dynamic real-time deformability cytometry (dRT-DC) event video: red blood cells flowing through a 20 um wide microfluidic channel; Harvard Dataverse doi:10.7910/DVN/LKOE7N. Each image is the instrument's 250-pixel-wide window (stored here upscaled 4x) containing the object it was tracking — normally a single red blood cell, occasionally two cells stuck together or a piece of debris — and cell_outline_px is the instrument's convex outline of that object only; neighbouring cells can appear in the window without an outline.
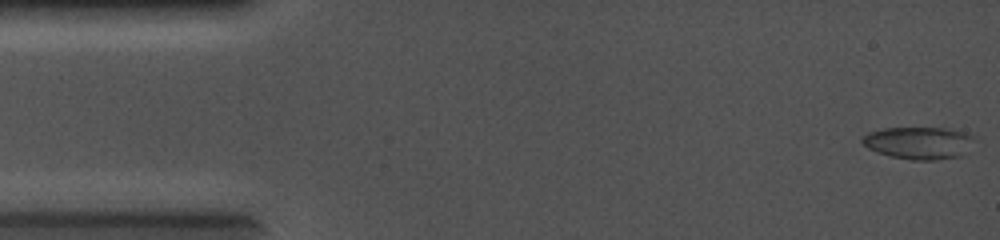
{"species": "common noctule bat (a hibernating species)", "species_latin": "Nyctalus noctula", "temperature_condition": "cold", "stored_images_in_passage": 67, "camera_frame_rate_fps": 5000, "um_per_image_px": 0.085, "animal": {"sex": "female", "body_mass_g": 19.0, "forearm_length_mm": 56.7}, "frame": {"image": 1, "passage_image": 1, "time_ms": 0.0, "image_size_px": [1000, 240], "cell_outline_px": [[972, 136], [960, 156], [936, 160], [912, 160], [892, 156], [876, 152], [868, 148], [860, 140], [860, 136], [868, 132], [884, 128], [944, 128], [964, 132]], "centroid_in_image_um": [77.96, 12.14], "position_along_channel_um": 7.0, "area_um2": 20.63}}
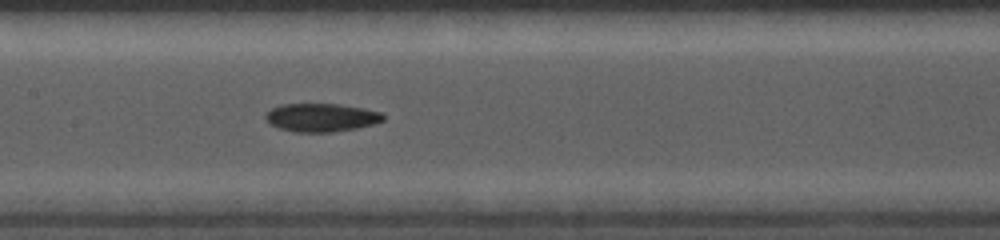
{"frame": {"image": 2, "passage_image": 32, "time_ms": 6.2, "image_size_px": [1000, 240], "cell_outline_px": [[384, 120], [372, 124], [356, 128], [332, 132], [292, 132], [280, 128], [272, 124], [264, 116], [272, 108], [280, 104], [340, 104], [364, 108], [380, 112], [384, 116]], "centroid_in_image_um": [27.32, 9.98], "position_along_channel_um": 180.1, "area_um2": 19.25}}
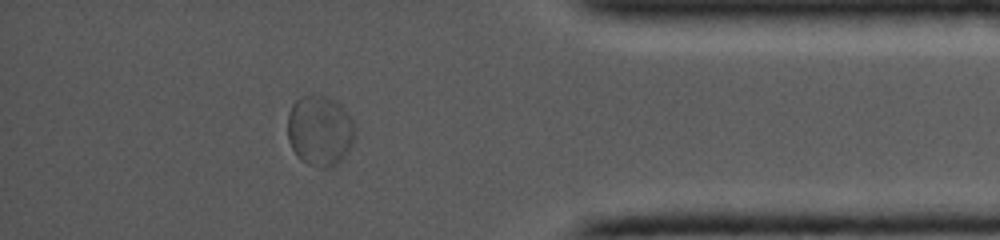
{"frame": {"image": 3, "passage_image": 58, "time_ms": 11.4, "image_size_px": [1000, 240], "cell_outline_px": [[356, 136], [352, 144], [340, 160], [332, 168], [324, 168], [308, 164], [296, 156], [288, 140], [288, 112], [292, 104], [300, 96], [328, 96], [336, 100], [348, 112], [356, 128]], "centroid_in_image_um": [27.2, 11.09], "position_along_channel_um": 408.0, "area_um2": 27.92}}